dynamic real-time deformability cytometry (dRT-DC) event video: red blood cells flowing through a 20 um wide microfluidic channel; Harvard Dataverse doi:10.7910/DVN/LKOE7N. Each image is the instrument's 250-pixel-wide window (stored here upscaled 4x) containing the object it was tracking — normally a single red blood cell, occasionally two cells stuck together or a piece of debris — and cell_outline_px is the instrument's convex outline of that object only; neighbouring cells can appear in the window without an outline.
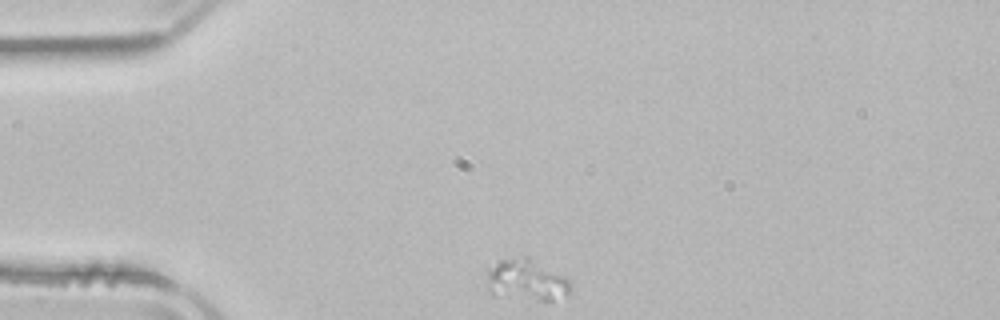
{"species": "common noctule bat (a hibernating species)", "species_latin": "Nyctalus noctula", "temperature_condition": "room temperature", "stored_images_in_passage": 35, "camera_frame_rate_fps": 3000, "um_per_image_px": 0.085, "animal": {"sex": "male", "body_mass_g": 21.5, "forearm_length_mm": 52.0}, "frame": {"image": 1, "passage_image": 1, "time_ms": 0.0, "image_size_px": [1000, 320], "cell_outline_px": [[572, 288], [564, 296], [552, 300], [540, 300], [492, 296], [488, 292], [488, 268], [500, 260], [524, 256], [528, 256], [564, 276], [572, 284]], "centroid_in_image_um": [44.72, 23.81], "position_along_channel_um": 40.3, "area_um2": 20.17}}
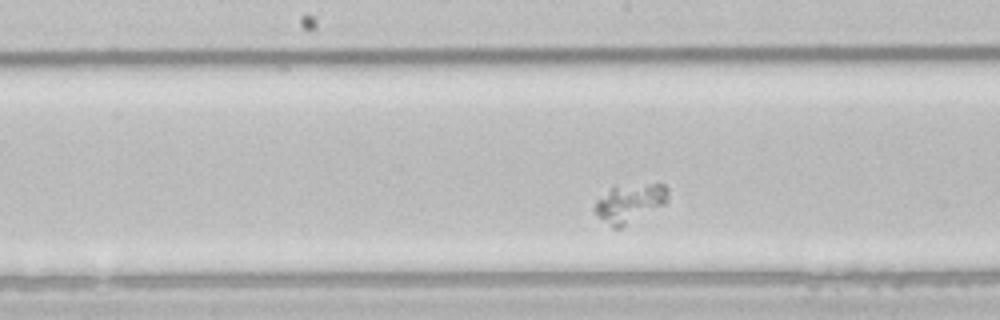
{"frame": {"image": 2, "passage_image": 16, "time_ms": 5.0, "image_size_px": [1000, 320], "cell_outline_px": [[668, 200], [664, 204], [620, 228], [612, 228], [596, 216], [592, 208], [596, 200], [612, 188], [648, 184], [664, 184], [668, 188]], "centroid_in_image_um": [53.49, 17.29], "position_along_channel_um": 194.7, "area_um2": 16.13}}
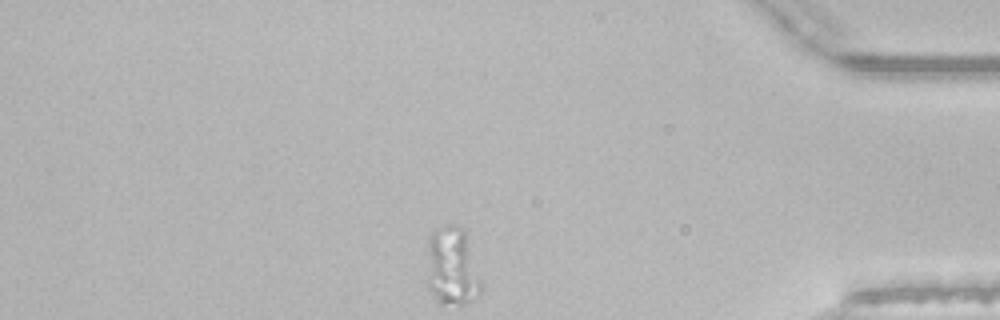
{"frame": {"image": 3, "passage_image": 35, "time_ms": 11.333, "image_size_px": [1000, 320], "cell_outline_px": [[480, 292], [472, 300], [464, 304], [440, 304], [436, 300], [428, 288], [428, 236], [432, 228], [448, 224], [456, 224], [464, 228], [480, 280]], "centroid_in_image_um": [38.38, 22.62], "position_along_channel_um": 396.8, "area_um2": 24.8}}